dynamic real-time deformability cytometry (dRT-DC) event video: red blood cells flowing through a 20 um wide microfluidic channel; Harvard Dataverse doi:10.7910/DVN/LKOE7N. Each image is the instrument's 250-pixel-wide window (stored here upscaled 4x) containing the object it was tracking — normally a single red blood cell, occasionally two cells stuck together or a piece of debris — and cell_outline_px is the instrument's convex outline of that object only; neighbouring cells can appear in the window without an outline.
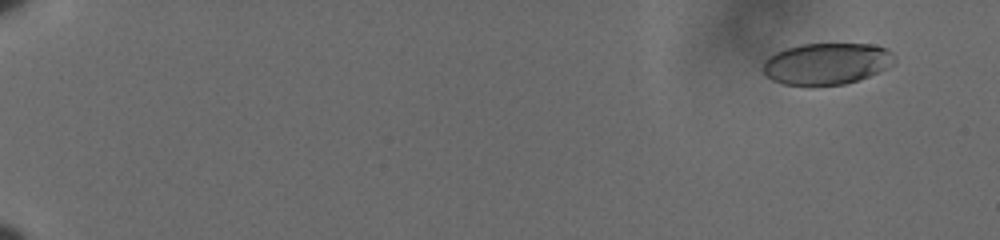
{"species": "human", "species_latin": "Homo sapiens", "temperature_condition": "cold", "stored_images_in_passage": 61, "camera_frame_rate_fps": 3000, "um_per_image_px": 0.085, "donor": {"sex": "male"}, "frame": {"image": 1, "passage_image": 5, "time_ms": 1.333, "image_size_px": [1000, 240], "cell_outline_px": [[896, 60], [892, 64], [868, 76], [844, 84], [784, 84], [772, 80], [764, 72], [764, 60], [768, 56], [784, 48], [800, 44], [872, 44], [888, 48], [896, 56]], "centroid_in_image_um": [70.27, 5.38], "position_along_channel_um": 14.7, "area_um2": 31.5}}
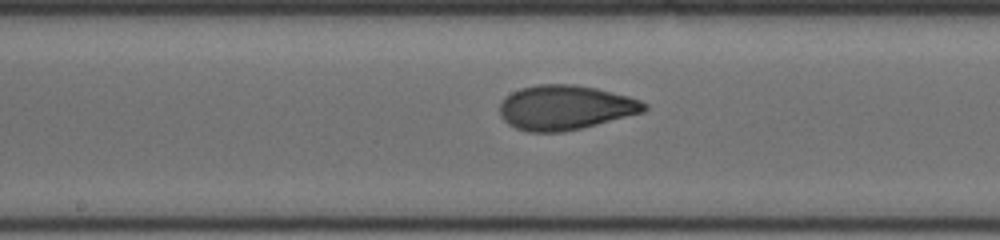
{"frame": {"image": 2, "passage_image": 36, "time_ms": 11.667, "image_size_px": [1000, 240], "cell_outline_px": [[648, 108], [644, 112], [564, 132], [528, 132], [516, 128], [508, 124], [500, 116], [500, 104], [512, 92], [520, 88], [536, 84], [572, 84], [596, 88], [628, 96], [640, 100], [648, 104]], "centroid_in_image_um": [48.05, 9.14], "position_along_channel_um": 200.2, "area_um2": 37.45}}
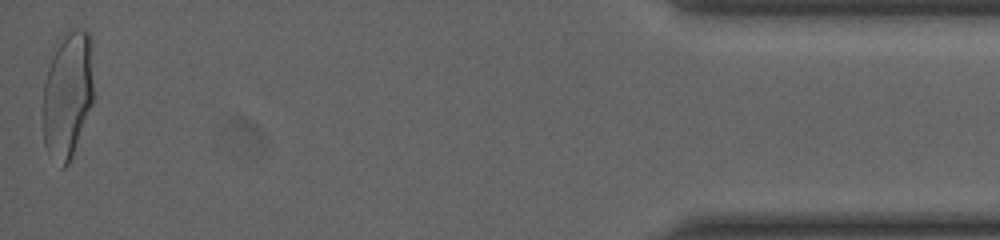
{"frame": {"image": 3, "passage_image": 61, "time_ms": 20.0, "image_size_px": [1000, 240], "cell_outline_px": [[92, 104], [72, 156], [68, 164], [64, 168], [60, 168], [48, 152], [44, 144], [44, 80], [48, 68], [60, 44], [68, 32], [76, 28], [84, 28], [88, 32], [92, 40]], "centroid_in_image_um": [5.77, 8.09], "position_along_channel_um": 429.4, "area_um2": 36.76}, "authors_computed_cell_mechanics": {"area_um2": 36.1828, "velocity_mm_per_s": 3.6051, "shape_relaxation_time_tau1_ms": 5.7995, "shape_relaxation_time_tau2_ms": 0.9677, "deformation_change_tau1": 0.1837, "deformation_change_tau2": 0.0615}}